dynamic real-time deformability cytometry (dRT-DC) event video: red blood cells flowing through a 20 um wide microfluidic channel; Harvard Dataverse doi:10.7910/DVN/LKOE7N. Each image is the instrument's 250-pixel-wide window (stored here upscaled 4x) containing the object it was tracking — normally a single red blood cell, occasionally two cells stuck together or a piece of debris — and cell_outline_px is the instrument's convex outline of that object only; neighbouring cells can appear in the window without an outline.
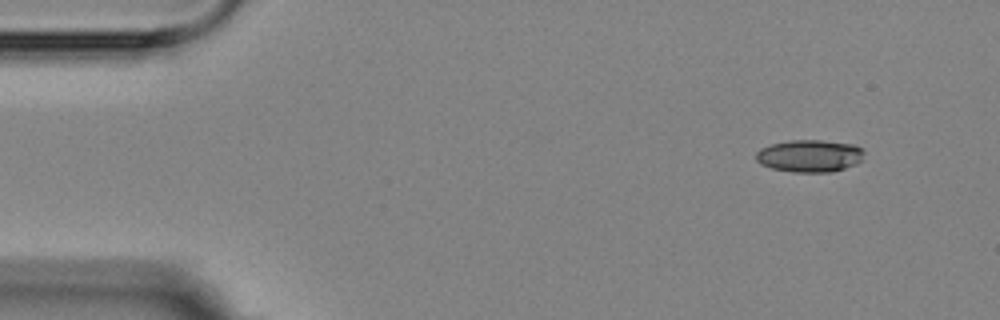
{"species": "Egyptian fruit bat (a non-hibernating species)", "species_latin": "Rousettus aegyptiacus", "temperature_condition": "room temperature", "stored_images_in_passage": 3, "camera_frame_rate_fps": 3000, "um_per_image_px": 0.085, "animal": {"sex": "female"}, "frame": {"image": 1, "passage_image": 1, "time_ms": 0.0, "image_size_px": [1000, 320], "cell_outline_px": [[864, 152], [860, 160], [856, 164], [832, 172], [792, 172], [772, 168], [760, 164], [756, 160], [756, 152], [760, 148], [772, 144], [788, 140], [820, 140], [856, 144], [864, 148]], "centroid_in_image_um": [68.82, 13.24], "position_along_channel_um": 16.2, "area_um2": 20.52}}